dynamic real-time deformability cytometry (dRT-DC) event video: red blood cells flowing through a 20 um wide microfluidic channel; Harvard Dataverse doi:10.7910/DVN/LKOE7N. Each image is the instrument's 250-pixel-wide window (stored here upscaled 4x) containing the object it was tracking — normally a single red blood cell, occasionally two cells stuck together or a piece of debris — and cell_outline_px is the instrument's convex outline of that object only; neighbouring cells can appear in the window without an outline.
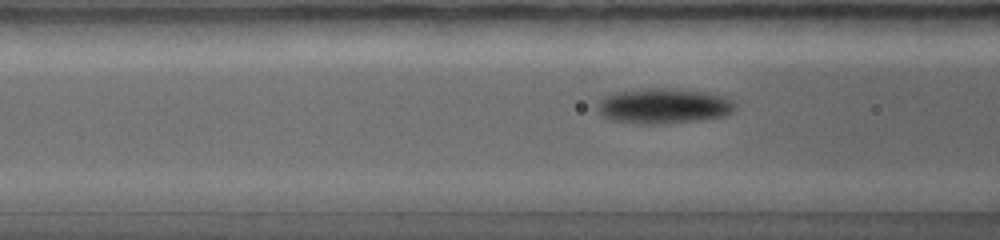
{"species": "common noctule bat (a hibernating species)", "species_latin": "Nyctalus noctula", "temperature_condition": "warm", "stored_images_in_passage": 34, "camera_frame_rate_fps": 5000, "um_per_image_px": 0.085, "animal": {"sex": "female", "body_mass_g": 19.0, "forearm_length_mm": 56.7}, "frame": {"image": 1, "passage_image": 15, "time_ms": 2.8, "image_size_px": [1000, 240], "cell_outline_px": [[736, 108], [732, 112], [724, 116], [704, 120], [664, 124], [640, 124], [612, 120], [600, 116], [596, 112], [596, 104], [604, 96], [616, 92], [644, 88], [664, 88], [708, 92], [724, 96], [732, 100], [736, 104]], "centroid_in_image_um": [56.39, 9.02], "position_along_channel_um": 110.2, "area_um2": 28.84}}
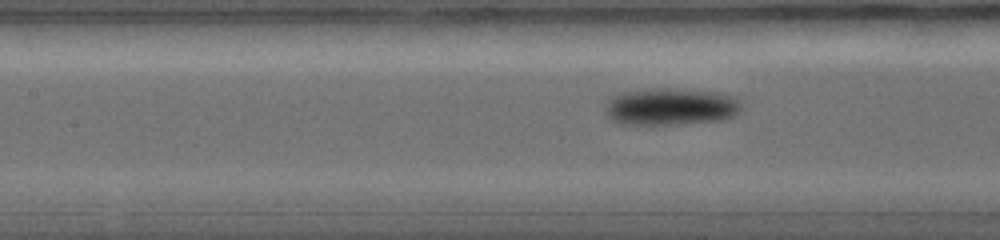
{"frame": {"image": 2, "passage_image": 18, "time_ms": 3.4, "image_size_px": [1000, 240], "cell_outline_px": [[744, 108], [740, 112], [724, 120], [676, 124], [620, 124], [612, 120], [604, 112], [604, 108], [608, 100], [624, 92], [656, 88], [668, 88], [716, 92], [736, 96]], "centroid_in_image_um": [57.06, 9.07], "position_along_channel_um": 150.3, "area_um2": 29.59}}